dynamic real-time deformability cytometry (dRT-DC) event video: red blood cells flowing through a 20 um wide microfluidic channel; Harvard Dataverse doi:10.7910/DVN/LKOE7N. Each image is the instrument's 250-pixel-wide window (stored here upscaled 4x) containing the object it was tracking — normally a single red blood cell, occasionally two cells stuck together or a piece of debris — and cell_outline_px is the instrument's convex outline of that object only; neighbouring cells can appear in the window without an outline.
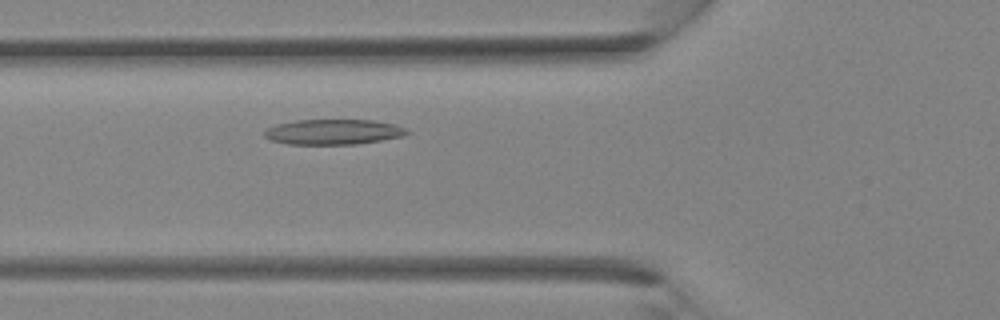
{"species": "Egyptian fruit bat (a non-hibernating species)", "species_latin": "Rousettus aegyptiacus", "temperature_condition": "room temperature", "stored_images_in_passage": 30, "camera_frame_rate_fps": 3000, "um_per_image_px": 0.085, "animal": {"sex": "female"}, "frame": {"image": 1, "passage_image": 8, "time_ms": 2.333, "image_size_px": [1000, 320], "cell_outline_px": [[412, 132], [404, 136], [356, 144], [288, 144], [272, 140], [264, 136], [264, 132], [268, 128], [276, 124], [296, 120], [372, 120], [396, 124]], "centroid_in_image_um": [28.36, 11.21], "position_along_channel_um": 97.4, "area_um2": 20.92}}
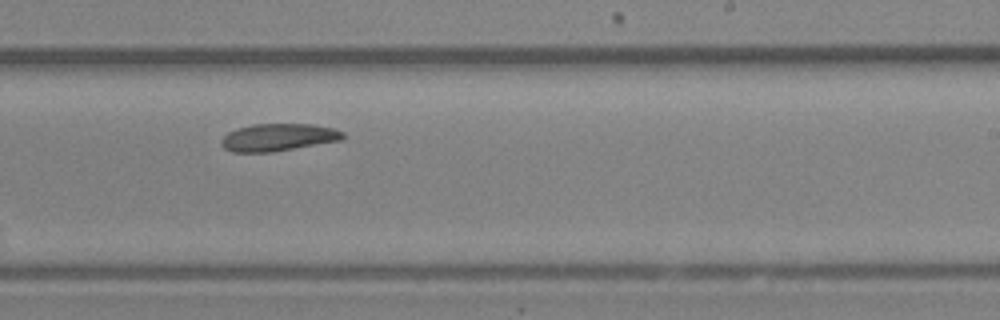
{"frame": {"image": 2, "passage_image": 17, "time_ms": 5.333, "image_size_px": [1000, 320], "cell_outline_px": [[344, 136], [340, 140], [272, 152], [232, 152], [224, 148], [220, 144], [220, 140], [228, 132], [236, 128], [252, 124], [312, 124], [332, 128], [344, 132]], "centroid_in_image_um": [23.59, 11.67], "position_along_channel_um": 265.4, "area_um2": 19.36}}
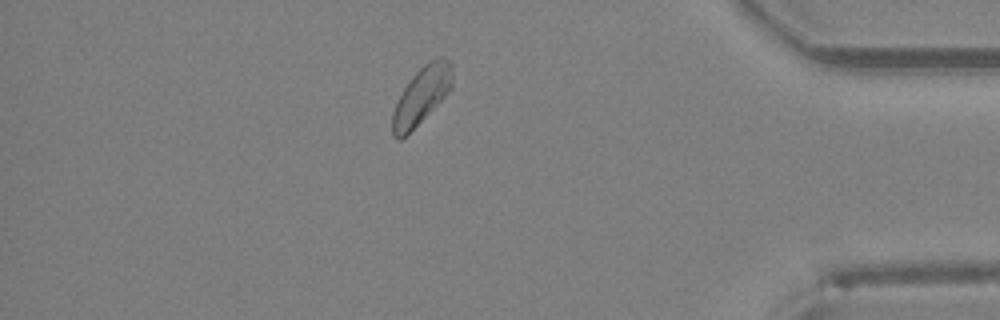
{"frame": {"image": 3, "passage_image": 26, "time_ms": 8.333, "image_size_px": [1000, 320], "cell_outline_px": [[452, 88], [400, 140], [396, 140], [392, 136], [392, 112], [404, 88], [412, 76], [424, 64], [440, 56], [444, 56], [452, 64]], "centroid_in_image_um": [35.82, 8.08], "position_along_channel_um": 399.4, "area_um2": 19.36}}